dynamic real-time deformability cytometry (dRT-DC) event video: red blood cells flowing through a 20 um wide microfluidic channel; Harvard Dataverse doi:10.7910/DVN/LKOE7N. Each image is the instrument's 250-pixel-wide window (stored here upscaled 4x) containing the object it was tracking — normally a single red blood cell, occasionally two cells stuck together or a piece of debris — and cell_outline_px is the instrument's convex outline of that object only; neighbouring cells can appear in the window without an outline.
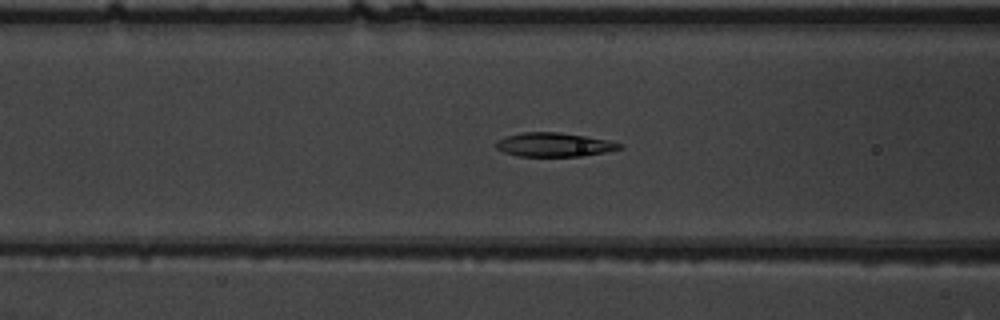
{"species": "common noctule bat (a hibernating species)", "species_latin": "Nyctalus noctula", "temperature_condition": "warm", "stored_images_in_passage": 52, "camera_frame_rate_fps": 3000, "um_per_image_px": 0.085, "animal": {"sex": "male", "body_mass_g": 19.5, "forearm_length_mm": 54.6}, "frame": {"image": 1, "passage_image": 21, "time_ms": 6.667, "image_size_px": [1000, 320], "cell_outline_px": [[624, 148], [604, 152], [580, 156], [516, 156], [504, 152], [496, 148], [496, 140], [508, 136], [524, 132], [556, 132], [584, 136], [608, 140], [620, 144]], "centroid_in_image_um": [47.07, 12.3], "position_along_channel_um": 119.5, "area_um2": 16.99}}
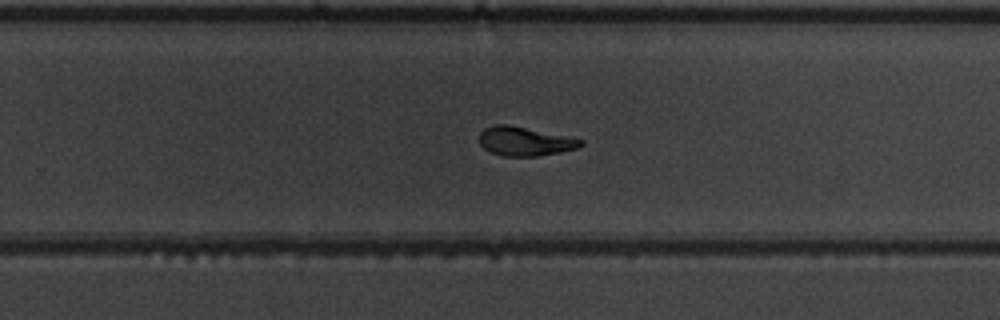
{"frame": {"image": 2, "passage_image": 34, "time_ms": 11.0, "image_size_px": [1000, 320], "cell_outline_px": [[584, 144], [576, 148], [560, 152], [536, 156], [504, 156], [492, 152], [484, 148], [480, 144], [480, 132], [484, 128], [496, 124], [508, 124], [584, 140]], "centroid_in_image_um": [44.59, 12.01], "position_along_channel_um": 285.2, "area_um2": 16.88}}
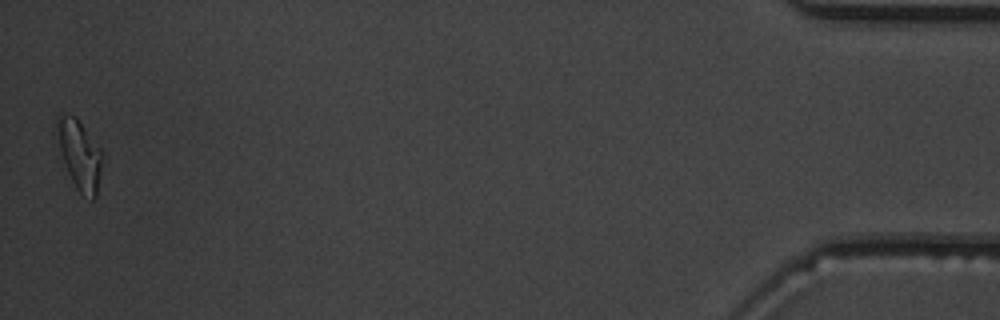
{"frame": {"image": 3, "passage_image": 52, "time_ms": 17.0, "image_size_px": [1000, 320], "cell_outline_px": [[100, 172], [96, 196], [92, 200], [80, 192], [76, 188], [68, 172], [52, 132], [56, 116], [60, 112], [76, 116], [100, 148]], "centroid_in_image_um": [6.66, 13.03], "position_along_channel_um": 428.5, "area_um2": 18.55}, "authors_computed_cell_mechanics": {"area_um2": 17.8024, "velocity_mm_per_s": 3.8329, "shape_relaxation_time_tau1_ms": 4.4963, "shape_relaxation_time_tau2_ms": 2.514, "deformation_change_tau1": 0.2181, "deformation_change_tau2": 0.0933}}